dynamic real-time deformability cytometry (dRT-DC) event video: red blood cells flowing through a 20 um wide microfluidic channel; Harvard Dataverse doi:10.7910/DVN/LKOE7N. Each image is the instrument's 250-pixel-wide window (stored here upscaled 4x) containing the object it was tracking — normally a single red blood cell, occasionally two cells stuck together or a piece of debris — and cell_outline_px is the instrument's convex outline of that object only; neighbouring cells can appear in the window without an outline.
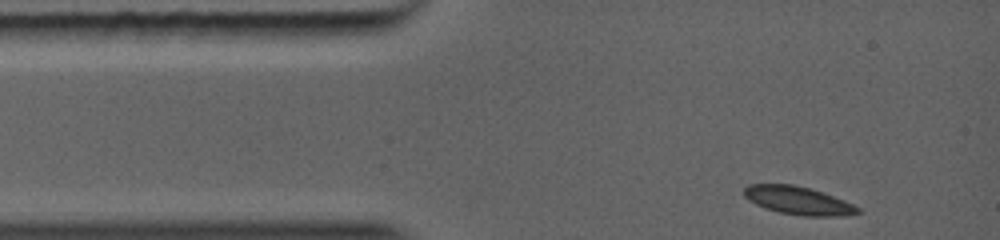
{"species": "common noctule bat (a hibernating species)", "species_latin": "Nyctalus noctula", "temperature_condition": "warm", "stored_images_in_passage": 6, "camera_frame_rate_fps": 5000, "um_per_image_px": 0.085, "animal": {"sex": "female", "body_mass_g": 19.0, "forearm_length_mm": 56.7}, "frame": {"image": 1, "passage_image": 1, "time_ms": 0.0, "image_size_px": [1000, 240], "cell_outline_px": [[860, 212], [844, 216], [804, 216], [780, 212], [764, 208], [748, 200], [744, 196], [744, 188], [748, 184], [792, 184], [808, 188], [844, 200], [860, 208]], "centroid_in_image_um": [67.81, 17.05], "position_along_channel_um": 17.2, "area_um2": 18.44}}
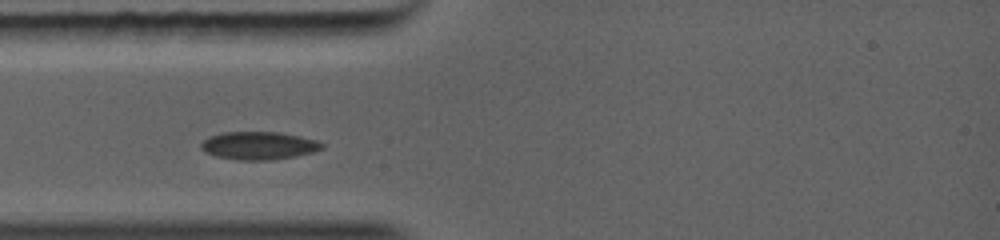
{"frame": {"image": 2, "passage_image": 6, "time_ms": 1.8, "image_size_px": [1000, 240], "cell_outline_px": [[324, 148], [312, 152], [296, 156], [272, 160], [236, 160], [216, 156], [204, 152], [200, 148], [200, 144], [208, 136], [224, 132], [276, 132], [300, 136], [316, 140], [324, 144]], "centroid_in_image_um": [21.97, 12.38], "position_along_channel_um": 63.0, "area_um2": 19.77}}